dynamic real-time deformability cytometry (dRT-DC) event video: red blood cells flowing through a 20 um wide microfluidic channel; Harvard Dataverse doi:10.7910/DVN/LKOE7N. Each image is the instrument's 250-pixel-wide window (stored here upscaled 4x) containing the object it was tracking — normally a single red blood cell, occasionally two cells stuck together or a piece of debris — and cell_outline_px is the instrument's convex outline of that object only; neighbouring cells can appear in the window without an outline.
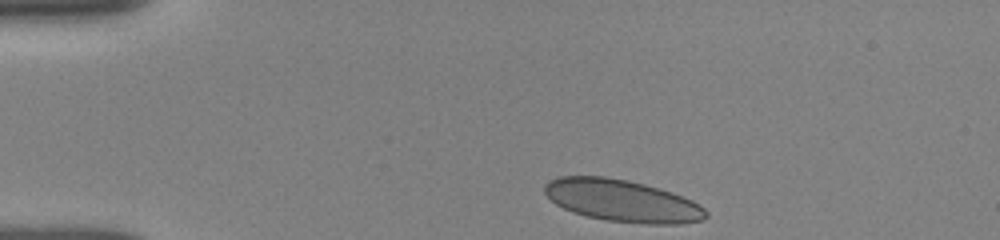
{"species": "human", "species_latin": "Homo sapiens", "temperature_condition": "room temperature", "stored_images_in_passage": 9, "camera_frame_rate_fps": 3000, "um_per_image_px": 0.085, "donor": {"sex": "female"}, "frame": {"image": 1, "passage_image": 1, "time_ms": 0.0, "image_size_px": [1000, 240], "cell_outline_px": [[708, 216], [700, 220], [680, 224], [648, 224], [604, 220], [572, 212], [556, 204], [544, 192], [544, 184], [548, 180], [560, 176], [604, 176], [628, 180], [644, 184], [672, 192], [692, 200], [704, 208], [708, 212]], "centroid_in_image_um": [52.87, 17.06], "position_along_channel_um": 32.1, "area_um2": 39.54}}